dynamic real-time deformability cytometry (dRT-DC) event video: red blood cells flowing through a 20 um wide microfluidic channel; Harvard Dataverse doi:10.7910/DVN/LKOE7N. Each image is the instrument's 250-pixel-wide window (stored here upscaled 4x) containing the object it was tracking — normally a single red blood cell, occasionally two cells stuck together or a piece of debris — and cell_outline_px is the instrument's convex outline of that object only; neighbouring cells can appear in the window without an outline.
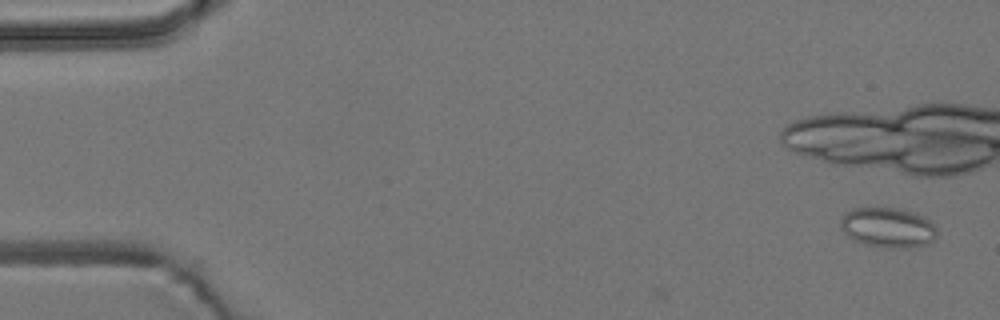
{"species": "common noctule bat (a hibernating species)", "species_latin": "Nyctalus noctula", "temperature_condition": "room temperature", "stored_images_in_passage": 3, "camera_frame_rate_fps": 3000, "um_per_image_px": 0.085, "animal": {"sex": "male", "body_mass_g": 19.2, "forearm_length_mm": 51.8}, "frame": {"image": 1, "passage_image": 1, "time_ms": 0.0, "image_size_px": [1000, 320], "cell_outline_px": [[936, 236], [932, 240], [924, 244], [912, 248], [888, 248], [868, 244], [852, 240], [840, 228], [840, 220], [844, 212], [852, 208], [900, 208], [924, 216], [936, 224]], "centroid_in_image_um": [75.46, 19.33], "position_along_channel_um": 9.5, "area_um2": 22.66}}